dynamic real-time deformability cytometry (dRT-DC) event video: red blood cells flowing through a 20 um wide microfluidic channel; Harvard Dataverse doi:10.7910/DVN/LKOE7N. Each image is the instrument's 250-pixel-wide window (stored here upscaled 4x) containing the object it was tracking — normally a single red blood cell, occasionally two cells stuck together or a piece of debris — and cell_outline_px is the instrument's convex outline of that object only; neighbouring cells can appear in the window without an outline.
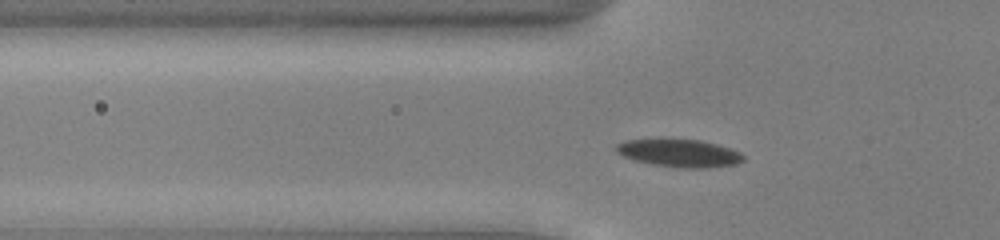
{"species": "common noctule bat (a hibernating species)", "species_latin": "Nyctalus noctula", "temperature_condition": "cold", "stored_images_in_passage": 44, "camera_frame_rate_fps": 3000, "um_per_image_px": 0.085, "animal": {"sex": "male", "body_mass_g": 13.0, "forearm_length_mm": 53.1}, "frame": {"image": 1, "passage_image": 9, "time_ms": 2.667, "image_size_px": [1000, 240], "cell_outline_px": [[744, 160], [736, 164], [708, 168], [680, 168], [652, 164], [632, 160], [616, 152], [612, 148], [616, 144], [624, 140], [700, 140], [716, 144], [740, 152], [744, 156]], "centroid_in_image_um": [57.71, 13.03], "position_along_channel_um": 68.1, "area_um2": 20.46}}
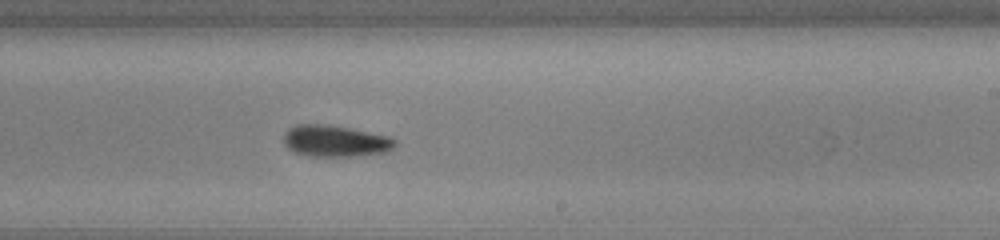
{"frame": {"image": 2, "passage_image": 24, "time_ms": 7.667, "image_size_px": [1000, 240], "cell_outline_px": [[396, 144], [392, 148], [384, 152], [356, 156], [308, 156], [296, 152], [288, 148], [284, 144], [284, 132], [288, 128], [296, 124], [324, 124], [348, 128], [388, 136], [396, 140]], "centroid_in_image_um": [28.45, 11.98], "position_along_channel_um": 260.5, "area_um2": 20.29}}
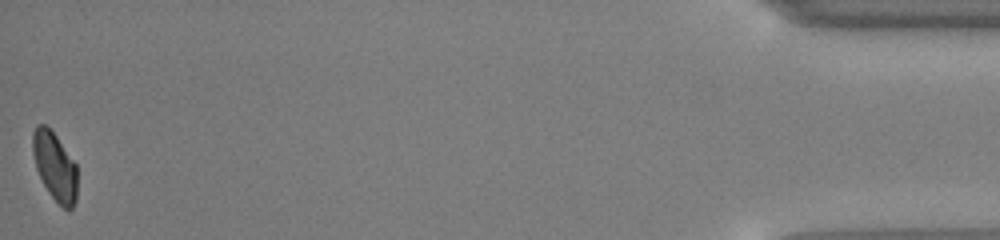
{"frame": {"image": 3, "passage_image": 44, "time_ms": 14.333, "image_size_px": [1000, 240], "cell_outline_px": [[76, 200], [72, 208], [68, 212], [52, 196], [44, 184], [36, 168], [32, 152], [32, 132], [36, 124], [44, 124], [56, 136], [76, 164]], "centroid_in_image_um": [4.64, 14.13], "position_along_channel_um": 430.6, "area_um2": 17.51}, "authors_computed_cell_mechanics": {"area_um2": 19.941, "velocity_mm_per_s": 3.8957, "shape_relaxation_time_tau1_ms": 2.824, "shape_relaxation_time_tau2_ms": 9.3996, "deformation_change_tau1": 0.0885, "deformation_change_tau2": 0.151}}